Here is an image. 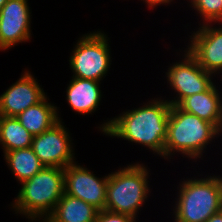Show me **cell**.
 <instances>
[{
  "label": "cell",
  "instance_id": "1",
  "mask_svg": "<svg viewBox=\"0 0 222 222\" xmlns=\"http://www.w3.org/2000/svg\"><path fill=\"white\" fill-rule=\"evenodd\" d=\"M146 101L140 107L125 109L119 115L103 120L97 128L103 135L141 145L164 159L171 105L162 96Z\"/></svg>",
  "mask_w": 222,
  "mask_h": 222
},
{
  "label": "cell",
  "instance_id": "2",
  "mask_svg": "<svg viewBox=\"0 0 222 222\" xmlns=\"http://www.w3.org/2000/svg\"><path fill=\"white\" fill-rule=\"evenodd\" d=\"M220 136V131L212 123L183 111L177 105H171L164 160L171 161L176 154L177 156L182 154L183 158L185 156L193 162H197L200 158L203 160L207 146Z\"/></svg>",
  "mask_w": 222,
  "mask_h": 222
},
{
  "label": "cell",
  "instance_id": "3",
  "mask_svg": "<svg viewBox=\"0 0 222 222\" xmlns=\"http://www.w3.org/2000/svg\"><path fill=\"white\" fill-rule=\"evenodd\" d=\"M212 174L181 179L171 206L173 222H206L222 210V177Z\"/></svg>",
  "mask_w": 222,
  "mask_h": 222
},
{
  "label": "cell",
  "instance_id": "4",
  "mask_svg": "<svg viewBox=\"0 0 222 222\" xmlns=\"http://www.w3.org/2000/svg\"><path fill=\"white\" fill-rule=\"evenodd\" d=\"M11 211L29 222L46 219L64 194V168L44 166L37 174L22 182Z\"/></svg>",
  "mask_w": 222,
  "mask_h": 222
},
{
  "label": "cell",
  "instance_id": "5",
  "mask_svg": "<svg viewBox=\"0 0 222 222\" xmlns=\"http://www.w3.org/2000/svg\"><path fill=\"white\" fill-rule=\"evenodd\" d=\"M144 163L119 166L109 173L105 209L138 218L148 201L150 190V170ZM149 169V170H148Z\"/></svg>",
  "mask_w": 222,
  "mask_h": 222
},
{
  "label": "cell",
  "instance_id": "6",
  "mask_svg": "<svg viewBox=\"0 0 222 222\" xmlns=\"http://www.w3.org/2000/svg\"><path fill=\"white\" fill-rule=\"evenodd\" d=\"M76 41L68 60L72 77L102 82L112 64L108 34L95 29Z\"/></svg>",
  "mask_w": 222,
  "mask_h": 222
},
{
  "label": "cell",
  "instance_id": "7",
  "mask_svg": "<svg viewBox=\"0 0 222 222\" xmlns=\"http://www.w3.org/2000/svg\"><path fill=\"white\" fill-rule=\"evenodd\" d=\"M180 54L181 60H176L167 66L165 72L167 87L173 90V94L176 95L171 100L166 99L170 105H178L184 98L206 91L216 81L213 80L212 74L198 64L186 48Z\"/></svg>",
  "mask_w": 222,
  "mask_h": 222
},
{
  "label": "cell",
  "instance_id": "8",
  "mask_svg": "<svg viewBox=\"0 0 222 222\" xmlns=\"http://www.w3.org/2000/svg\"><path fill=\"white\" fill-rule=\"evenodd\" d=\"M65 127L64 122L59 121L49 130L33 136L31 147L44 166L65 168L76 162L74 139Z\"/></svg>",
  "mask_w": 222,
  "mask_h": 222
},
{
  "label": "cell",
  "instance_id": "9",
  "mask_svg": "<svg viewBox=\"0 0 222 222\" xmlns=\"http://www.w3.org/2000/svg\"><path fill=\"white\" fill-rule=\"evenodd\" d=\"M214 25L215 23L199 25L189 35L185 48L205 71L215 77L221 76L222 82V23Z\"/></svg>",
  "mask_w": 222,
  "mask_h": 222
},
{
  "label": "cell",
  "instance_id": "10",
  "mask_svg": "<svg viewBox=\"0 0 222 222\" xmlns=\"http://www.w3.org/2000/svg\"><path fill=\"white\" fill-rule=\"evenodd\" d=\"M101 177L76 161L64 168V193L105 210L109 174Z\"/></svg>",
  "mask_w": 222,
  "mask_h": 222
},
{
  "label": "cell",
  "instance_id": "11",
  "mask_svg": "<svg viewBox=\"0 0 222 222\" xmlns=\"http://www.w3.org/2000/svg\"><path fill=\"white\" fill-rule=\"evenodd\" d=\"M28 0H8L0 11V51L12 49L32 38Z\"/></svg>",
  "mask_w": 222,
  "mask_h": 222
},
{
  "label": "cell",
  "instance_id": "12",
  "mask_svg": "<svg viewBox=\"0 0 222 222\" xmlns=\"http://www.w3.org/2000/svg\"><path fill=\"white\" fill-rule=\"evenodd\" d=\"M23 72L21 77L0 95V115L17 117L48 95L30 70L26 68Z\"/></svg>",
  "mask_w": 222,
  "mask_h": 222
},
{
  "label": "cell",
  "instance_id": "13",
  "mask_svg": "<svg viewBox=\"0 0 222 222\" xmlns=\"http://www.w3.org/2000/svg\"><path fill=\"white\" fill-rule=\"evenodd\" d=\"M214 82L206 91L184 98L177 106L183 111L212 123L219 131L222 127V92Z\"/></svg>",
  "mask_w": 222,
  "mask_h": 222
},
{
  "label": "cell",
  "instance_id": "14",
  "mask_svg": "<svg viewBox=\"0 0 222 222\" xmlns=\"http://www.w3.org/2000/svg\"><path fill=\"white\" fill-rule=\"evenodd\" d=\"M68 83L65 99L76 114L89 116L98 111L104 93L101 90L102 82L71 77Z\"/></svg>",
  "mask_w": 222,
  "mask_h": 222
},
{
  "label": "cell",
  "instance_id": "15",
  "mask_svg": "<svg viewBox=\"0 0 222 222\" xmlns=\"http://www.w3.org/2000/svg\"><path fill=\"white\" fill-rule=\"evenodd\" d=\"M48 100L50 99L46 96L42 101L27 108L16 117L33 136L40 135L59 121H63L59 113L60 107Z\"/></svg>",
  "mask_w": 222,
  "mask_h": 222
},
{
  "label": "cell",
  "instance_id": "16",
  "mask_svg": "<svg viewBox=\"0 0 222 222\" xmlns=\"http://www.w3.org/2000/svg\"><path fill=\"white\" fill-rule=\"evenodd\" d=\"M98 211L93 205L64 193L46 219L49 222H95Z\"/></svg>",
  "mask_w": 222,
  "mask_h": 222
},
{
  "label": "cell",
  "instance_id": "17",
  "mask_svg": "<svg viewBox=\"0 0 222 222\" xmlns=\"http://www.w3.org/2000/svg\"><path fill=\"white\" fill-rule=\"evenodd\" d=\"M3 156L7 167L19 184L33 177L44 167L32 147L8 151Z\"/></svg>",
  "mask_w": 222,
  "mask_h": 222
},
{
  "label": "cell",
  "instance_id": "18",
  "mask_svg": "<svg viewBox=\"0 0 222 222\" xmlns=\"http://www.w3.org/2000/svg\"><path fill=\"white\" fill-rule=\"evenodd\" d=\"M33 135L21 125L16 117L0 115V147L8 151L32 146Z\"/></svg>",
  "mask_w": 222,
  "mask_h": 222
},
{
  "label": "cell",
  "instance_id": "19",
  "mask_svg": "<svg viewBox=\"0 0 222 222\" xmlns=\"http://www.w3.org/2000/svg\"><path fill=\"white\" fill-rule=\"evenodd\" d=\"M187 2L189 7L195 10L196 15L200 16L199 25L222 23V0H187Z\"/></svg>",
  "mask_w": 222,
  "mask_h": 222
},
{
  "label": "cell",
  "instance_id": "20",
  "mask_svg": "<svg viewBox=\"0 0 222 222\" xmlns=\"http://www.w3.org/2000/svg\"><path fill=\"white\" fill-rule=\"evenodd\" d=\"M137 218L112 212L109 210H99L97 212L96 221L95 222H137Z\"/></svg>",
  "mask_w": 222,
  "mask_h": 222
},
{
  "label": "cell",
  "instance_id": "21",
  "mask_svg": "<svg viewBox=\"0 0 222 222\" xmlns=\"http://www.w3.org/2000/svg\"><path fill=\"white\" fill-rule=\"evenodd\" d=\"M142 1L143 3L146 4V7H148L149 9L151 8L152 10H154V8H156L157 6H162L165 5L166 7L168 5H171V3L174 0H139Z\"/></svg>",
  "mask_w": 222,
  "mask_h": 222
},
{
  "label": "cell",
  "instance_id": "22",
  "mask_svg": "<svg viewBox=\"0 0 222 222\" xmlns=\"http://www.w3.org/2000/svg\"><path fill=\"white\" fill-rule=\"evenodd\" d=\"M206 222H222V210L213 214Z\"/></svg>",
  "mask_w": 222,
  "mask_h": 222
},
{
  "label": "cell",
  "instance_id": "23",
  "mask_svg": "<svg viewBox=\"0 0 222 222\" xmlns=\"http://www.w3.org/2000/svg\"><path fill=\"white\" fill-rule=\"evenodd\" d=\"M8 0H0V11L2 9V7L4 6V4L7 2Z\"/></svg>",
  "mask_w": 222,
  "mask_h": 222
},
{
  "label": "cell",
  "instance_id": "24",
  "mask_svg": "<svg viewBox=\"0 0 222 222\" xmlns=\"http://www.w3.org/2000/svg\"><path fill=\"white\" fill-rule=\"evenodd\" d=\"M39 222H49L47 219L38 220Z\"/></svg>",
  "mask_w": 222,
  "mask_h": 222
}]
</instances>
